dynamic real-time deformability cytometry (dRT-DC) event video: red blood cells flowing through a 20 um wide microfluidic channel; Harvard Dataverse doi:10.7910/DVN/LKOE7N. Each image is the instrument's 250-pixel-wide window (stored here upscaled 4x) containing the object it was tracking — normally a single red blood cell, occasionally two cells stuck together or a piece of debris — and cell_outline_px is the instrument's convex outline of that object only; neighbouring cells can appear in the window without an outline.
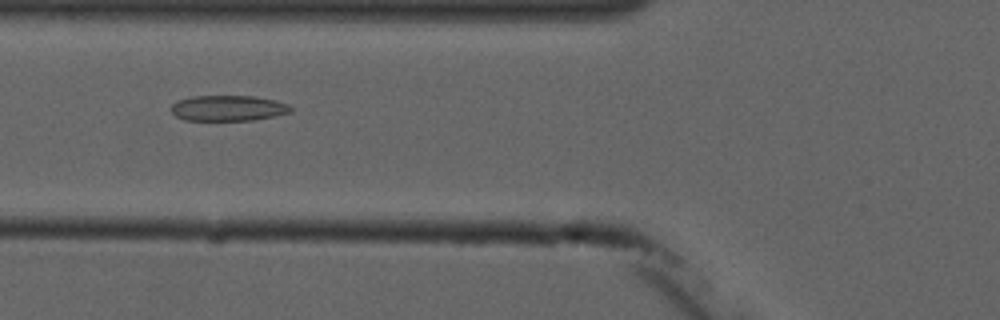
{"species": "common noctule bat (a hibernating species)", "species_latin": "Nyctalus noctula", "temperature_condition": "cold", "stored_images_in_passage": 10, "camera_frame_rate_fps": 3000, "um_per_image_px": 0.085, "animal": {"sex": "male", "forearm_length_mm": 52.5}, "frame": {"image": 1, "passage_image": 5, "time_ms": 5.667, "image_size_px": [1000, 320], "cell_outline_px": [[292, 112], [276, 116], [252, 120], [184, 120], [176, 116], [168, 108], [172, 104], [180, 100], [192, 96], [256, 96], [276, 100], [288, 104], [292, 108]], "centroid_in_image_um": [19.41, 9.19], "position_along_channel_um": 106.4, "area_um2": 17.98}}
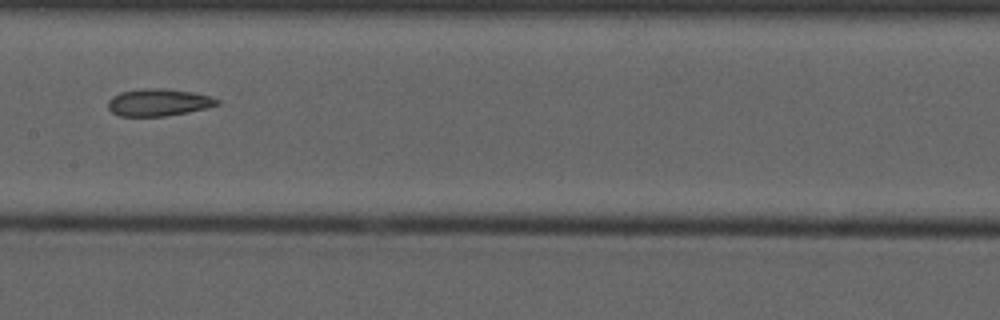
{"frame": {"image": 2, "passage_image": 7, "time_ms": 8.0, "image_size_px": [1000, 320], "cell_outline_px": [[220, 104], [208, 108], [188, 112], [164, 116], [120, 116], [112, 112], [108, 108], [108, 100], [112, 96], [120, 92], [144, 88], [164, 88], [192, 92], [208, 96], [220, 100]], "centroid_in_image_um": [13.47, 8.7], "position_along_channel_um": 193.9, "area_um2": 17.34}}
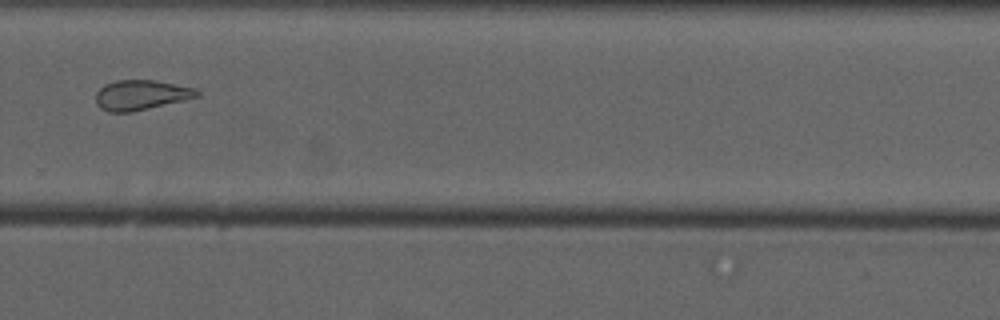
{"frame": {"image": 3, "passage_image": 10, "time_ms": 11.333, "image_size_px": [1000, 320], "cell_outline_px": [[200, 96], [184, 100], [132, 112], [108, 112], [100, 108], [96, 104], [96, 92], [104, 84], [116, 80], [156, 80], [196, 88], [200, 92]], "centroid_in_image_um": [11.98, 8.07], "position_along_channel_um": 317.8, "area_um2": 17.8}}